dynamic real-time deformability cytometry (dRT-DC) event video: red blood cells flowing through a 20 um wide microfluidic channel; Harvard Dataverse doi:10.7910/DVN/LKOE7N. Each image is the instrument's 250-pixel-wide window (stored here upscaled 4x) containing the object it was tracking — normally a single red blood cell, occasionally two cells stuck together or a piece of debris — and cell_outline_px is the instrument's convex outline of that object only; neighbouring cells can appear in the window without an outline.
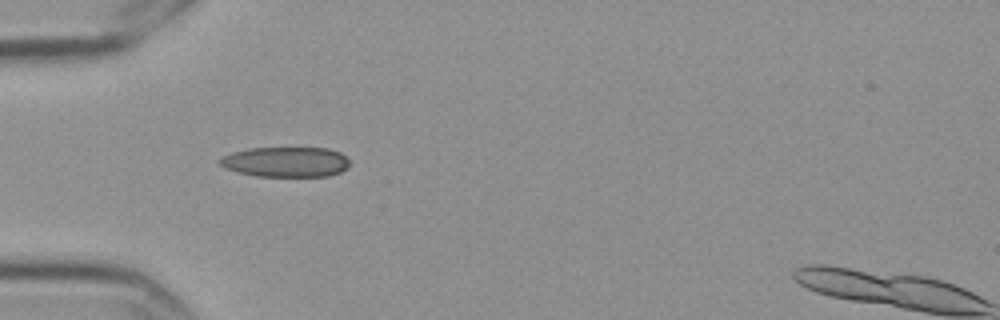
{"species": "Egyptian fruit bat (a non-hibernating species)", "species_latin": "Rousettus aegyptiacus", "temperature_condition": "cold", "stored_images_in_passage": 8, "camera_frame_rate_fps": 3000, "um_per_image_px": 0.085, "frame": {"image": 1, "passage_image": 7, "time_ms": 2.0, "image_size_px": [1000, 320], "cell_outline_px": [[348, 168], [340, 172], [328, 176], [256, 176], [236, 172], [224, 168], [216, 160], [220, 156], [232, 152], [248, 148], [328, 148], [340, 152], [348, 160]], "centroid_in_image_um": [24.23, 13.76], "position_along_channel_um": 60.8, "area_um2": 23.0}}
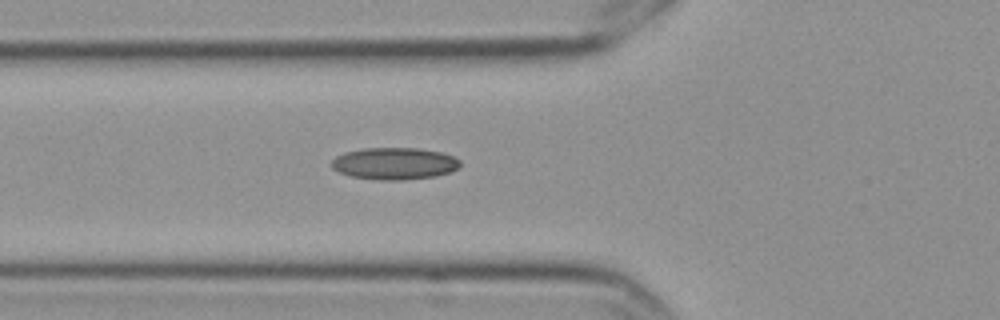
{"frame": {"image": 2, "passage_image": 8, "time_ms": 2.333, "image_size_px": [1000, 320], "cell_outline_px": [[460, 164], [456, 168], [448, 172], [436, 176], [400, 180], [380, 180], [352, 176], [340, 172], [332, 168], [332, 160], [336, 156], [344, 152], [364, 148], [420, 148], [440, 152], [452, 156], [460, 160]], "centroid_in_image_um": [33.51, 13.89], "position_along_channel_um": 92.3, "area_um2": 23.76}}